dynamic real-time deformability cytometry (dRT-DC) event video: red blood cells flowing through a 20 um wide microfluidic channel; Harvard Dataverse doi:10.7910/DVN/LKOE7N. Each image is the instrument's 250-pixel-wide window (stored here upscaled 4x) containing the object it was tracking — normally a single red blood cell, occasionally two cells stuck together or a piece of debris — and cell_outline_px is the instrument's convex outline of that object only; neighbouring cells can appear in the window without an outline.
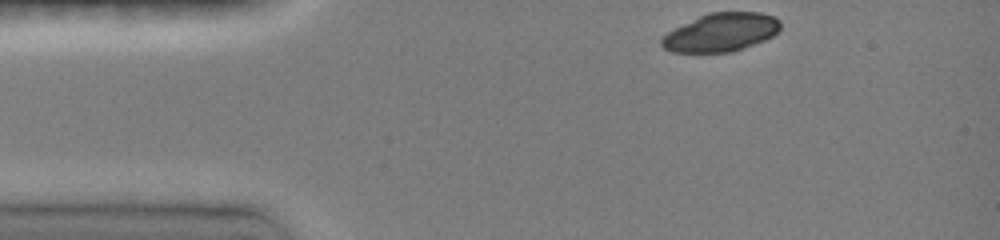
{"species": "common noctule bat (a hibernating species)", "species_latin": "Nyctalus noctula", "temperature_condition": "room temperature", "stored_images_in_passage": 37, "camera_frame_rate_fps": 3000, "um_per_image_px": 0.085, "animal": {"sex": "female", "body_mass_g": 19.0, "forearm_length_mm": 51.5}, "frame": {"image": 1, "passage_image": 1, "time_ms": 0.0, "image_size_px": [1000, 240], "cell_outline_px": [[780, 28], [772, 36], [764, 40], [732, 52], [672, 52], [664, 48], [660, 44], [660, 40], [668, 32], [708, 12], [760, 12], [772, 16], [780, 20]], "centroid_in_image_um": [61.29, 2.75], "position_along_channel_um": 23.7, "area_um2": 26.24}}
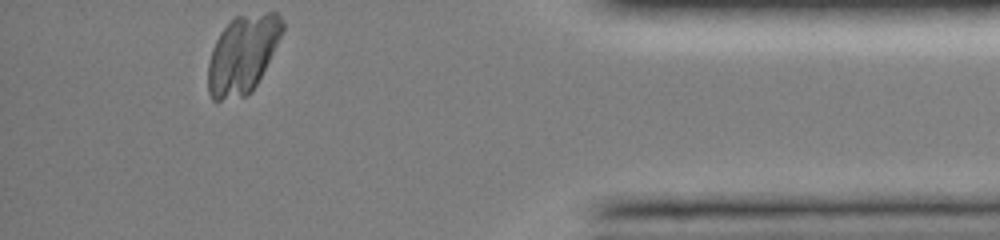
{"frame": {"image": 2, "passage_image": 37, "time_ms": 12.0, "image_size_px": [1000, 240], "cell_outline_px": [[284, 32], [252, 92], [244, 96], [220, 100], [212, 100], [208, 92], [208, 64], [212, 48], [220, 32], [236, 16], [268, 12], [276, 12], [280, 16], [284, 24]], "centroid_in_image_um": [20.63, 4.61], "position_along_channel_um": 414.6, "area_um2": 33.7}}